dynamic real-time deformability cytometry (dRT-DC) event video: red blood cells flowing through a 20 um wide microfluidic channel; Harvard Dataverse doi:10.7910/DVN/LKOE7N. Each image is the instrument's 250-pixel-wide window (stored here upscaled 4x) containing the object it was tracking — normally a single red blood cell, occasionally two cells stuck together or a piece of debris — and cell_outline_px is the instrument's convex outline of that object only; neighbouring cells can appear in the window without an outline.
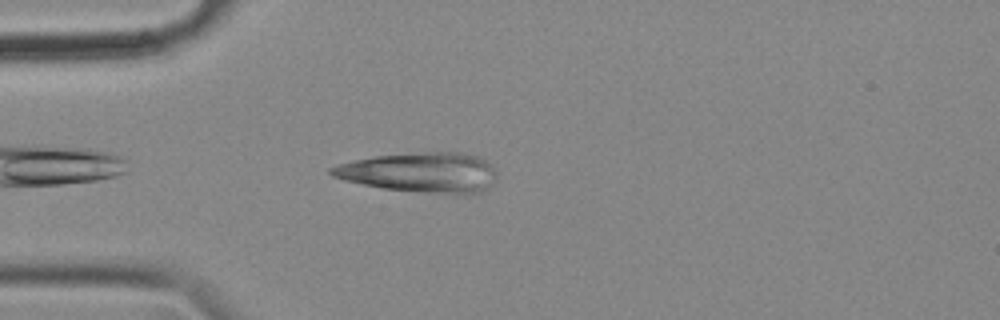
{"species": "common noctule bat (a hibernating species)", "species_latin": "Nyctalus noctula", "temperature_condition": "cold", "stored_images_in_passage": 15, "camera_frame_rate_fps": 3000, "um_per_image_px": 0.085, "animal": {"sex": "female", "body_mass_g": 18.4}, "frame": {"image": 1, "passage_image": 3, "time_ms": 0.667, "image_size_px": [1000, 320], "cell_outline_px": [[496, 176], [480, 192], [468, 196], [464, 196], [380, 188], [344, 180], [332, 176], [328, 172], [328, 168], [336, 164], [376, 156], [424, 152], [460, 152], [476, 156], [492, 164], [496, 172]], "centroid_in_image_um": [35.72, 14.67], "position_along_channel_um": 49.3, "area_um2": 38.67}}
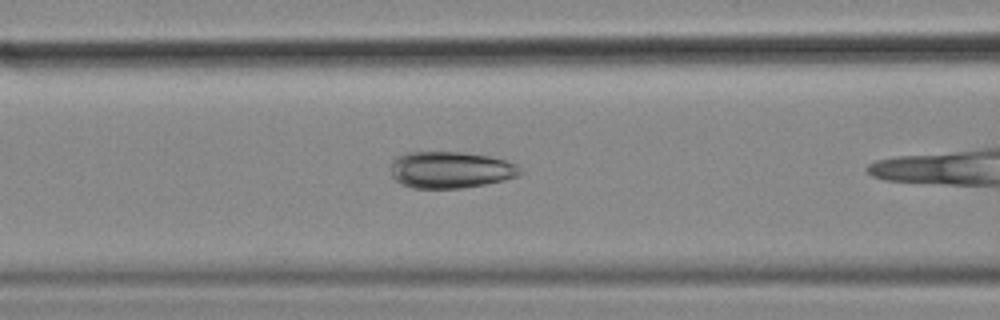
{"frame": {"image": 2, "passage_image": 7, "time_ms": 2.0, "image_size_px": [1000, 320], "cell_outline_px": [[524, 172], [516, 176], [504, 180], [484, 184], [460, 188], [412, 188], [396, 180], [392, 176], [388, 168], [392, 160], [396, 156], [408, 152], [460, 152], [488, 156], [504, 160], [516, 164]], "centroid_in_image_um": [38.25, 14.43], "position_along_channel_um": 128.4, "area_um2": 27.69}}